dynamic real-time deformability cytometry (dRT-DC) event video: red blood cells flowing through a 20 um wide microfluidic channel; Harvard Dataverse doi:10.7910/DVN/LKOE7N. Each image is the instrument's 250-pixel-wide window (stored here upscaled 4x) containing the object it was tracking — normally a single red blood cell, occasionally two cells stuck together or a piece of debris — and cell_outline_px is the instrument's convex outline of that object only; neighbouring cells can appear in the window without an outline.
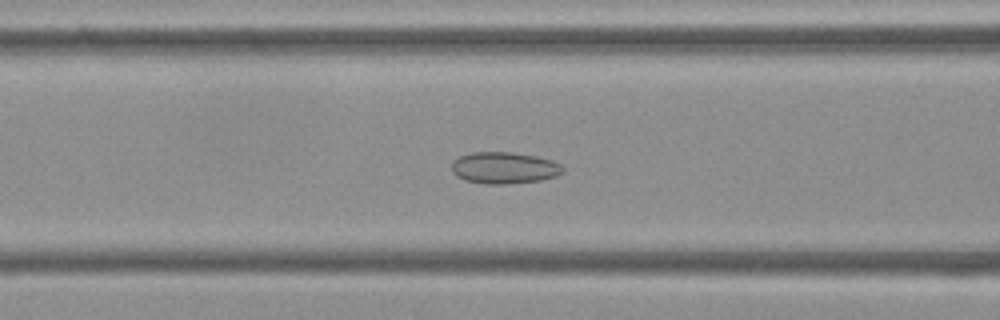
{"species": "Egyptian fruit bat (a non-hibernating species)", "species_latin": "Rousettus aegyptiacus", "temperature_condition": "cold", "stored_images_in_passage": 38, "camera_frame_rate_fps": 3000, "um_per_image_px": 0.085, "frame": {"image": 1, "passage_image": 5, "time_ms": 1.333, "image_size_px": [1000, 320], "cell_outline_px": [[564, 172], [556, 176], [540, 180], [508, 184], [484, 184], [464, 180], [456, 176], [452, 172], [452, 164], [460, 156], [472, 152], [512, 152], [536, 156], [552, 160], [560, 164], [564, 168]], "centroid_in_image_um": [42.87, 14.27], "position_along_channel_um": 123.7, "area_um2": 20.58}}
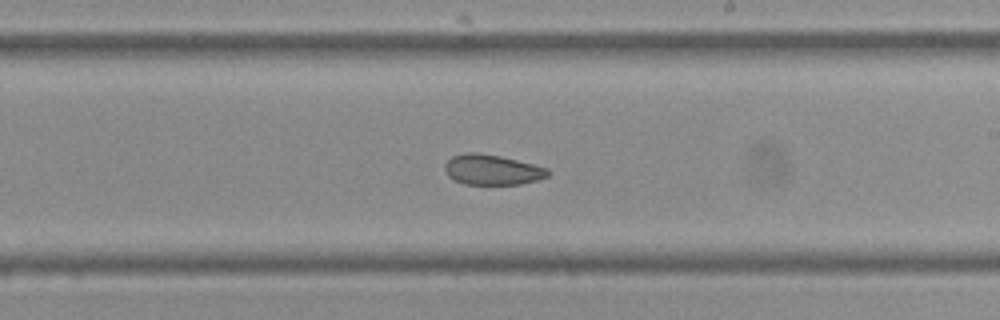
{"frame": {"image": 2, "passage_image": 15, "time_ms": 4.667, "image_size_px": [1000, 320], "cell_outline_px": [[552, 172], [548, 176], [536, 180], [520, 184], [464, 184], [448, 176], [444, 168], [444, 164], [452, 156], [468, 152], [480, 152], [500, 156], [548, 168]], "centroid_in_image_um": [41.83, 14.42], "position_along_channel_um": 247.2, "area_um2": 18.15}}
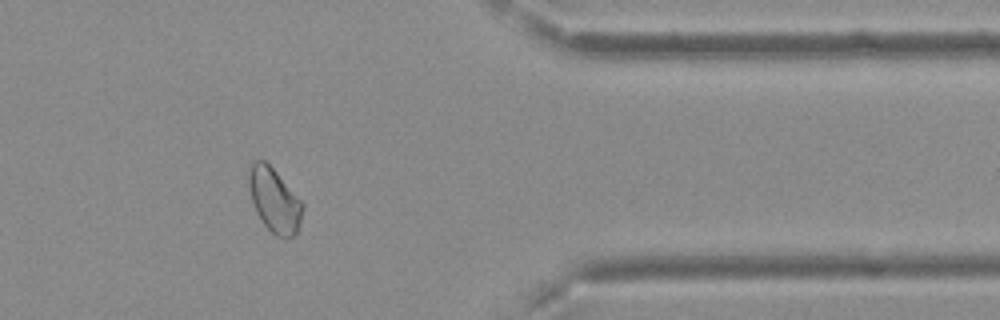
{"frame": {"image": 3, "passage_image": 28, "time_ms": 9.0, "image_size_px": [1000, 320], "cell_outline_px": [[304, 208], [296, 232], [292, 236], [276, 236], [264, 224], [256, 212], [252, 200], [248, 180], [248, 168], [256, 160], [264, 160], [276, 172], [304, 204]], "centroid_in_image_um": [23.31, 16.99], "position_along_channel_um": 388.1, "area_um2": 19.59}}